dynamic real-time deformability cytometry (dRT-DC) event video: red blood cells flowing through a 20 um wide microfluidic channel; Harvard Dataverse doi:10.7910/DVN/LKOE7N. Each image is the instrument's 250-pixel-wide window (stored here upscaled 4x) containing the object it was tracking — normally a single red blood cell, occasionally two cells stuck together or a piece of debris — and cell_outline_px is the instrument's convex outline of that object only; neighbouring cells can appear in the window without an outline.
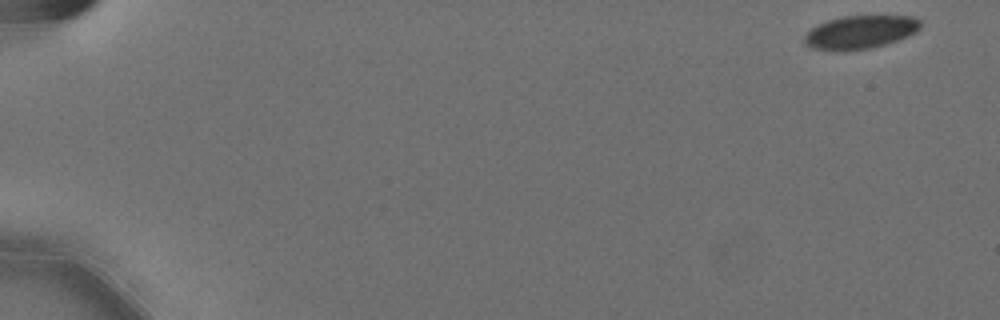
{"species": "Egyptian fruit bat (a non-hibernating species)", "species_latin": "Rousettus aegyptiacus", "temperature_condition": "cold", "stored_images_in_passage": 57, "camera_frame_rate_fps": 3000, "um_per_image_px": 0.085, "animal": {"sex": "female"}, "frame": {"image": 1, "passage_image": 1, "time_ms": 0.0, "image_size_px": [1000, 320], "cell_outline_px": [[920, 28], [916, 32], [908, 36], [884, 44], [868, 48], [844, 52], [832, 52], [812, 48], [804, 44], [804, 36], [812, 28], [828, 20], [844, 16], [912, 16], [920, 20]], "centroid_in_image_um": [73.09, 2.75], "position_along_channel_um": 11.9, "area_um2": 22.54}}
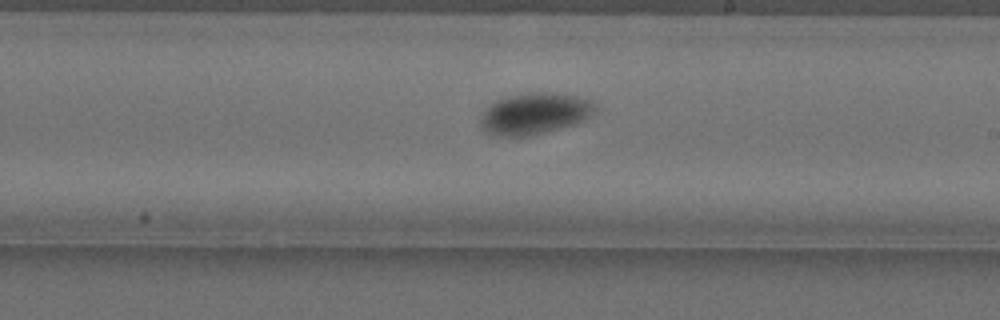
{"frame": {"image": 2, "passage_image": 34, "time_ms": 11.0, "image_size_px": [1000, 320], "cell_outline_px": [[596, 112], [592, 116], [584, 120], [572, 124], [532, 136], [492, 136], [484, 132], [480, 128], [480, 112], [492, 104], [508, 96], [528, 92], [552, 92], [576, 96], [588, 100], [596, 104]], "centroid_in_image_um": [45.41, 9.67], "position_along_channel_um": 243.6, "area_um2": 27.92}}
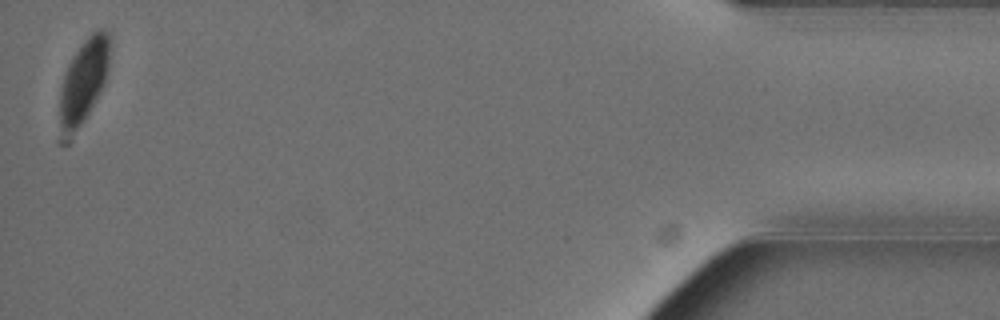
{"frame": {"image": 3, "passage_image": 56, "time_ms": 18.333, "image_size_px": [1000, 320], "cell_outline_px": [[108, 76], [100, 92], [84, 120], [76, 128], [64, 128], [60, 124], [60, 92], [64, 76], [72, 56], [84, 40], [92, 32], [104, 28], [108, 32]], "centroid_in_image_um": [7.16, 6.72], "position_along_channel_um": 428.0, "area_um2": 23.06}, "authors_computed_cell_mechanics": {"area_um2": 24.7384, "velocity_mm_per_s": 3.5535, "shape_relaxation_time_tau1_ms": 7.64, "shape_relaxation_time_tau2_ms": null, "deformation_change_tau1": 0.1115, "deformation_change_tau2": null}}